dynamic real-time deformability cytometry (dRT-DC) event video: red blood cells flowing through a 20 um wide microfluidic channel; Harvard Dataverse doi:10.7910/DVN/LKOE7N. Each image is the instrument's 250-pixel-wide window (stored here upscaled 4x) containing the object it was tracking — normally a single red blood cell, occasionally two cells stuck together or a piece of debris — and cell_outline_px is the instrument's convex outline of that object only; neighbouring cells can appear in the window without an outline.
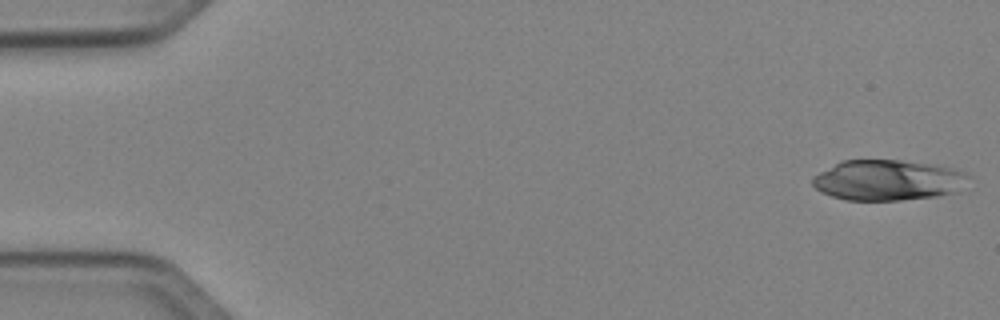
{"species": "Egyptian fruit bat (a non-hibernating species)", "species_latin": "Rousettus aegyptiacus", "temperature_condition": "cold", "stored_images_in_passage": 11, "camera_frame_rate_fps": 3000, "um_per_image_px": 0.085, "animal": {"sex": "female"}, "frame": {"image": 1, "passage_image": 1, "time_ms": 0.0, "image_size_px": [1000, 320], "cell_outline_px": [[972, 176], [956, 192], [936, 196], [900, 200], [844, 200], [820, 192], [812, 184], [812, 176], [840, 160], [900, 160], [936, 164], [952, 168], [964, 172]], "centroid_in_image_um": [75.45, 15.3], "position_along_channel_um": 9.5, "area_um2": 37.11}}